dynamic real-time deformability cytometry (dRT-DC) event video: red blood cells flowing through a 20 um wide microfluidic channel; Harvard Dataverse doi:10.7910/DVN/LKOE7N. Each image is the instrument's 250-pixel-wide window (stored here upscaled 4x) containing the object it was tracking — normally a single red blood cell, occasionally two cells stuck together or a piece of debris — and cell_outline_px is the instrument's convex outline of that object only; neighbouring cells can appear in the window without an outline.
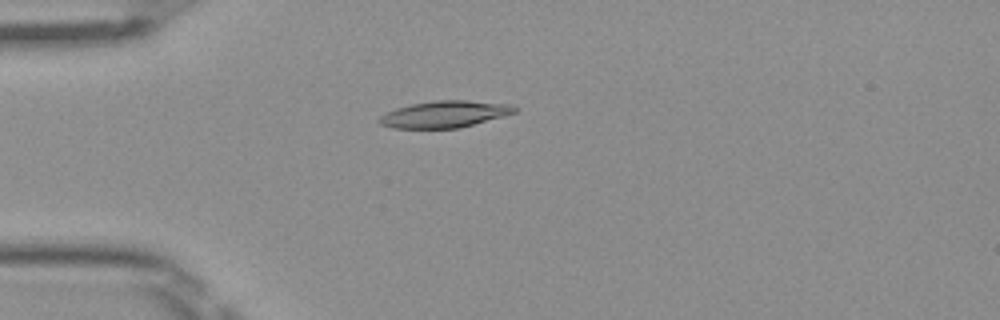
{"species": "Egyptian fruit bat (a non-hibernating species)", "species_latin": "Rousettus aegyptiacus", "temperature_condition": "room temperature", "stored_images_in_passage": 51, "camera_frame_rate_fps": 3000, "um_per_image_px": 0.085, "frame": {"image": 1, "passage_image": 14, "time_ms": 4.333, "image_size_px": [1000, 320], "cell_outline_px": [[516, 112], [504, 116], [460, 128], [392, 128], [380, 124], [376, 120], [380, 116], [396, 108], [412, 104], [436, 100], [468, 100], [516, 104]], "centroid_in_image_um": [37.83, 9.7], "position_along_channel_um": 47.2, "area_um2": 21.21}}
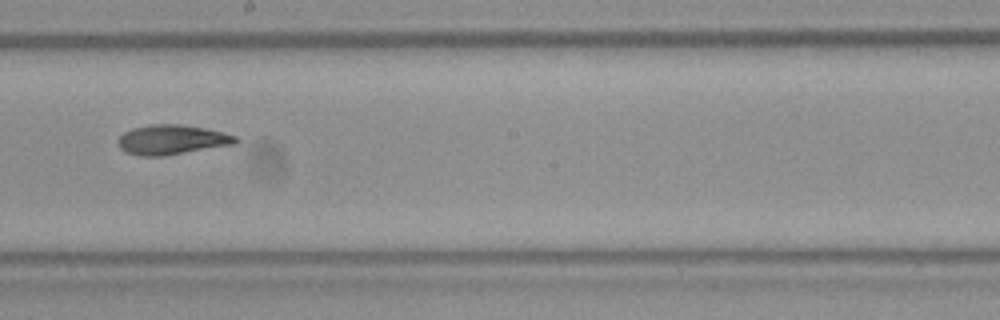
{"frame": {"image": 2, "passage_image": 29, "time_ms": 9.333, "image_size_px": [1000, 320], "cell_outline_px": [[240, 140], [236, 144], [164, 156], [140, 156], [124, 152], [120, 148], [120, 136], [124, 132], [132, 128], [148, 124], [180, 124], [204, 128], [236, 136]], "centroid_in_image_um": [14.61, 11.88], "position_along_channel_um": 233.6, "area_um2": 20.35}}
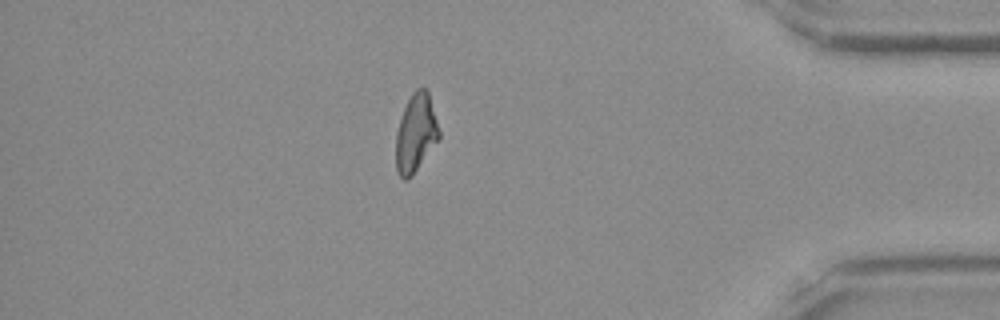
{"frame": {"image": 3, "passage_image": 44, "time_ms": 14.333, "image_size_px": [1000, 320], "cell_outline_px": [[440, 136], [412, 176], [408, 180], [404, 180], [396, 172], [396, 132], [404, 108], [412, 92], [416, 88], [424, 88], [428, 92], [440, 132]], "centroid_in_image_um": [35.32, 11.33], "position_along_channel_um": 399.9, "area_um2": 19.36}, "authors_computed_cell_mechanics": {"area_um2": 19.9988, "velocity_mm_per_s": 4.0486, "shape_relaxation_time_tau1_ms": 4.9433, "shape_relaxation_time_tau2_ms": 3.0529, "deformation_change_tau1": 0.1836, "deformation_change_tau2": 0.1029}}